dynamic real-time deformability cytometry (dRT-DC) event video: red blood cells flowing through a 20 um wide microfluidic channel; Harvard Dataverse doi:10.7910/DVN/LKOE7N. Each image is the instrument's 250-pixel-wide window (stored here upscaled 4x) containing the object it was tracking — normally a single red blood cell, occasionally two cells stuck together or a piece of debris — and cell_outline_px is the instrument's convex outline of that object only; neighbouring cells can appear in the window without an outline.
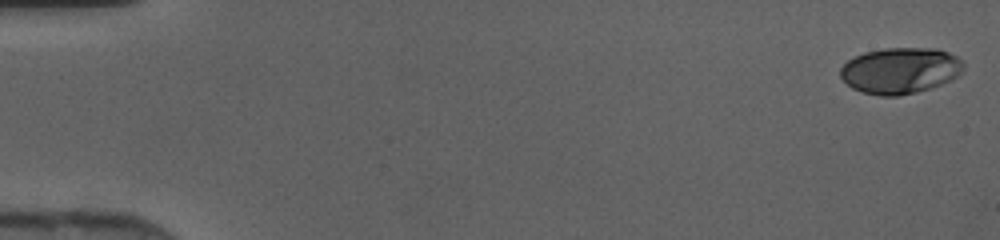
{"species": "human", "species_latin": "Homo sapiens", "temperature_condition": "cold", "stored_images_in_passage": 46, "camera_frame_rate_fps": 3000, "um_per_image_px": 0.085, "donor": {"sex": "female"}, "frame": {"image": 1, "passage_image": 1, "time_ms": 0.0, "image_size_px": [1000, 240], "cell_outline_px": [[964, 68], [952, 80], [916, 92], [900, 96], [880, 96], [864, 92], [852, 88], [840, 76], [840, 68], [848, 60], [864, 52], [884, 48], [936, 48], [948, 52], [956, 56], [964, 64]], "centroid_in_image_um": [76.51, 5.99], "position_along_channel_um": 8.5, "area_um2": 32.95}}
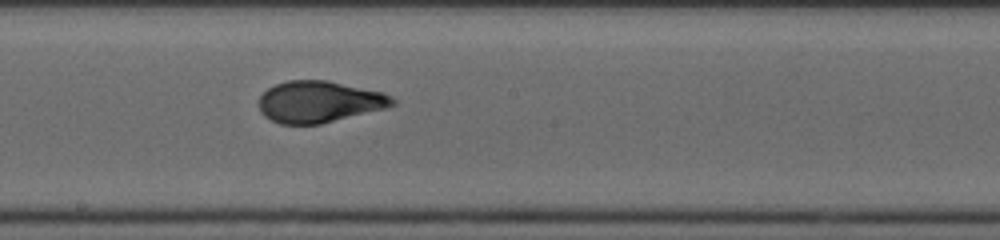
{"frame": {"image": 2, "passage_image": 26, "time_ms": 8.333, "image_size_px": [1000, 240], "cell_outline_px": [[396, 104], [384, 108], [320, 124], [280, 124], [264, 116], [260, 112], [260, 96], [268, 88], [276, 84], [288, 80], [328, 80], [384, 92], [392, 96], [396, 100]], "centroid_in_image_um": [27.14, 8.64], "position_along_channel_um": 221.1, "area_um2": 32.25}}
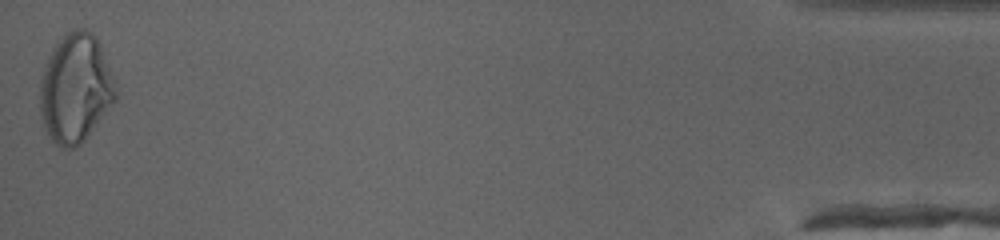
{"frame": {"image": 3, "passage_image": 46, "time_ms": 15.0, "image_size_px": [1000, 240], "cell_outline_px": [[116, 100], [84, 140], [80, 144], [72, 148], [60, 148], [52, 140], [44, 124], [40, 108], [40, 80], [44, 64], [52, 48], [64, 32], [76, 28], [84, 28], [92, 32], [96, 36], [100, 44], [112, 76], [116, 88]], "centroid_in_image_um": [6.4, 7.47], "position_along_channel_um": 428.8, "area_um2": 47.97}}